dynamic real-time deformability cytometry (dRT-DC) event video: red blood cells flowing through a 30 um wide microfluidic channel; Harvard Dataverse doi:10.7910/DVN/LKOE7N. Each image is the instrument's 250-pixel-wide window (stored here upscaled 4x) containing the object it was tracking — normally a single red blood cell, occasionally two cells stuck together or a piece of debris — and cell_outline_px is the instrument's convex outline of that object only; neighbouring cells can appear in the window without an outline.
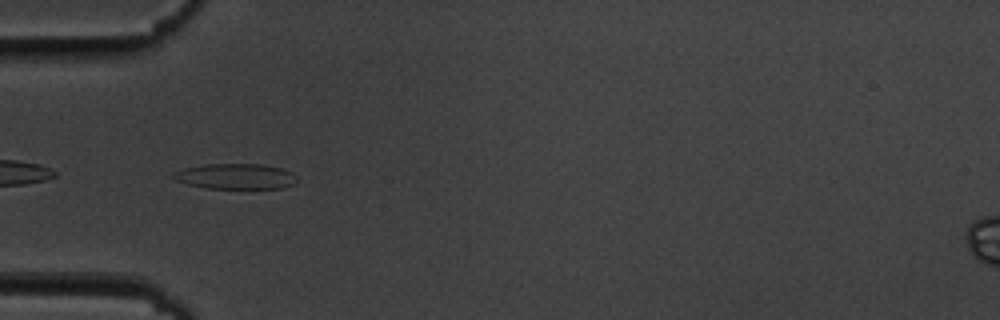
{"species": "common noctule bat (a hibernating species)", "species_latin": "Nyctalus noctula", "temperature_condition": "cold", "stored_images_in_passage": 40, "camera_frame_rate_fps": 3000, "um_per_image_px": 0.085, "animal": {"sex": "male", "body_mass_g": 19.5, "forearm_length_mm": 54.6}, "frame": {"image": 1, "passage_image": 2, "time_ms": 0.333, "image_size_px": [1000, 320], "cell_outline_px": [[296, 180], [292, 184], [284, 188], [204, 188], [188, 184], [176, 180], [172, 176], [176, 172], [184, 168], [204, 164], [260, 164], [284, 168], [292, 172], [296, 176]], "centroid_in_image_um": [20.05, 14.98], "position_along_channel_um": 64.9, "area_um2": 18.26}}
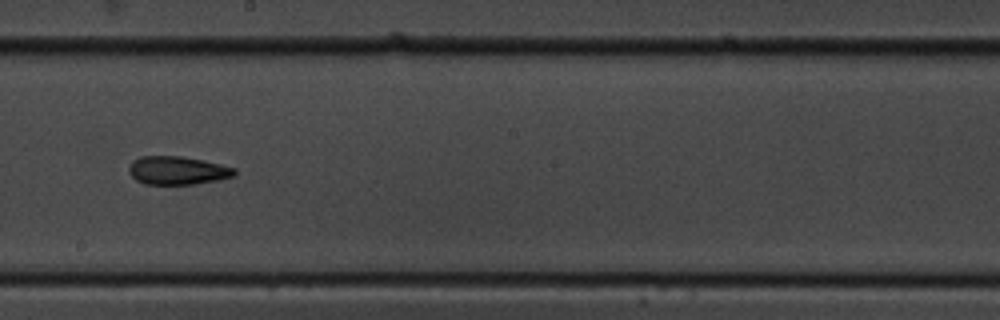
{"frame": {"image": 2, "passage_image": 16, "time_ms": 5.0, "image_size_px": [1000, 320], "cell_outline_px": [[236, 176], [196, 184], [144, 184], [136, 180], [128, 172], [128, 168], [132, 160], [140, 156], [180, 156], [220, 164], [236, 168]], "centroid_in_image_um": [15.06, 14.49], "position_along_channel_um": 233.1, "area_um2": 17.46}}
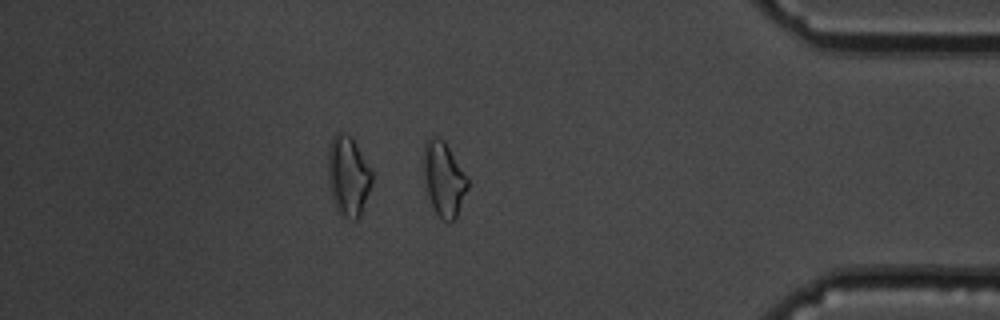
{"frame": {"image": 3, "passage_image": 32, "time_ms": 10.333, "image_size_px": [1000, 320], "cell_outline_px": [[468, 188], [456, 220], [448, 224], [436, 212], [424, 192], [424, 144], [428, 136], [436, 136], [444, 140], [468, 180]], "centroid_in_image_um": [37.7, 15.25], "position_along_channel_um": 397.5, "area_um2": 19.31}, "authors_computed_cell_mechanics": {"area_um2": 17.6579, "velocity_mm_per_s": 3.6251, "shape_relaxation_time_tau1_ms": null, "shape_relaxation_time_tau2_ms": 4.0336, "deformation_change_tau1": null, "deformation_change_tau2": 0.1235}}